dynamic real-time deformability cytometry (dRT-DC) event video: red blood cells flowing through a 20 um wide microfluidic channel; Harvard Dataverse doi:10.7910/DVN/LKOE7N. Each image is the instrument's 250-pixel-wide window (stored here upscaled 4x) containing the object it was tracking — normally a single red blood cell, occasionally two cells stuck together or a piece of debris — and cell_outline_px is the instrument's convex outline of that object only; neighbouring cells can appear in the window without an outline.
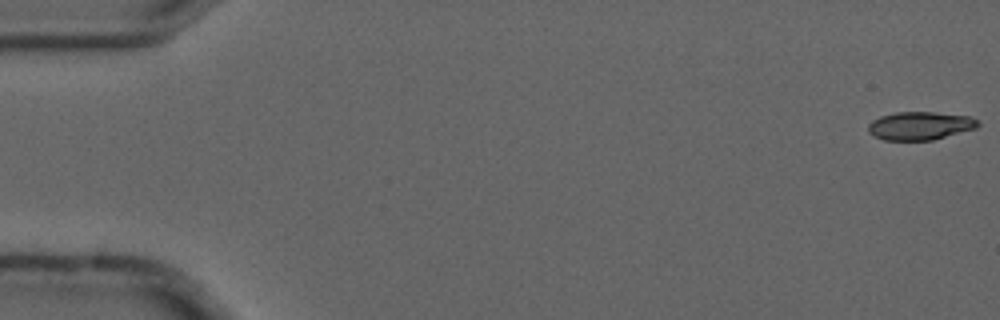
{"species": "common noctule bat (a hibernating species)", "species_latin": "Nyctalus noctula", "temperature_condition": "cold", "stored_images_in_passage": 6, "camera_frame_rate_fps": 3000, "um_per_image_px": 0.085, "animal": {"sex": "male", "forearm_length_mm": 52.5}, "frame": {"image": 1, "passage_image": 1, "time_ms": 0.0, "image_size_px": [1000, 320], "cell_outline_px": [[980, 124], [976, 128], [932, 140], [884, 140], [868, 132], [868, 124], [872, 120], [880, 116], [896, 112], [936, 112], [972, 116], [980, 120]], "centroid_in_image_um": [78.23, 10.67], "position_along_channel_um": 6.8, "area_um2": 18.15}}
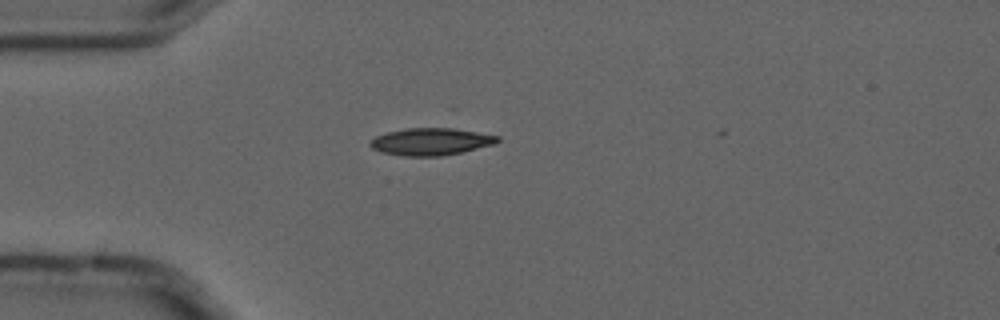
{"frame": {"image": 2, "passage_image": 5, "time_ms": 1.333, "image_size_px": [1000, 320], "cell_outline_px": [[500, 140], [492, 144], [460, 152], [440, 156], [404, 156], [380, 152], [372, 148], [368, 144], [376, 136], [388, 132], [408, 128], [452, 128], [500, 136]], "centroid_in_image_um": [36.59, 12.04], "position_along_channel_um": 48.4, "area_um2": 19.88}}